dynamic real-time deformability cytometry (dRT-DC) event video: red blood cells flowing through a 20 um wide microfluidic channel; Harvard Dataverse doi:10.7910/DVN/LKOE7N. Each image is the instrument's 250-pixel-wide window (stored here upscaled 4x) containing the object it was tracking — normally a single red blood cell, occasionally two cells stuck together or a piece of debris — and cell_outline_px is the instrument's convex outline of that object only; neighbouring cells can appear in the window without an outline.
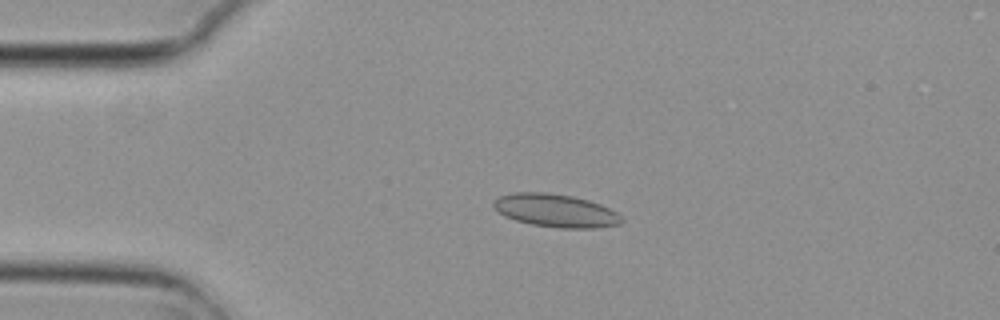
{"species": "common noctule bat (a hibernating species)", "species_latin": "Nyctalus noctula", "temperature_condition": "cold", "stored_images_in_passage": 5, "camera_frame_rate_fps": 3000, "um_per_image_px": 0.085, "animal": {"sex": "female", "body_mass_g": 29.2, "forearm_length_mm": 56.3}, "frame": {"image": 1, "passage_image": 4, "time_ms": 1.0, "image_size_px": [1000, 320], "cell_outline_px": [[624, 220], [620, 224], [596, 228], [560, 228], [532, 224], [516, 220], [504, 216], [496, 212], [492, 208], [492, 200], [500, 196], [512, 192], [548, 192], [572, 196], [588, 200], [600, 204], [616, 212]], "centroid_in_image_um": [47.17, 17.89], "position_along_channel_um": 37.8, "area_um2": 24.85}}